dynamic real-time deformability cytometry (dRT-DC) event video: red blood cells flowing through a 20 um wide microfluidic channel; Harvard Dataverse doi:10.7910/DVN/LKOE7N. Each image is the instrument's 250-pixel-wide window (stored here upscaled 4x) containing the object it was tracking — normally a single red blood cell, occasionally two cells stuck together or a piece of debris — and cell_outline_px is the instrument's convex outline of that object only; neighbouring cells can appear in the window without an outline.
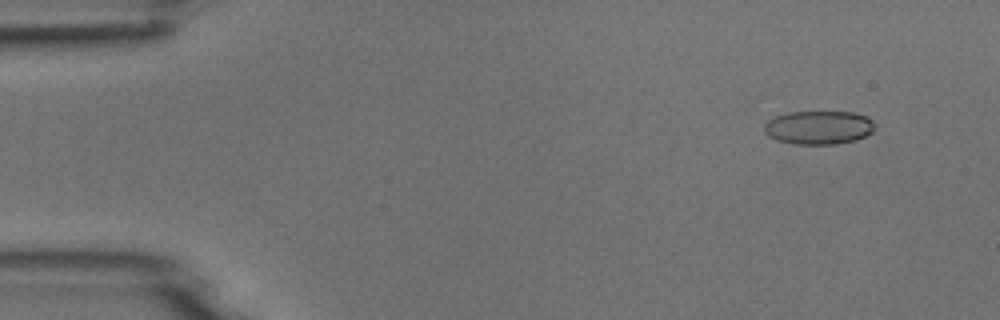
{"species": "common noctule bat (a hibernating species)", "species_latin": "Nyctalus noctula", "temperature_condition": "room temperature", "stored_images_in_passage": 51, "camera_frame_rate_fps": 3000, "um_per_image_px": 0.085, "animal": {"sex": "male", "body_mass_g": 18.8}, "frame": {"image": 1, "passage_image": 5, "time_ms": 1.333, "image_size_px": [1000, 320], "cell_outline_px": [[876, 128], [872, 132], [856, 140], [836, 144], [792, 144], [776, 140], [768, 136], [764, 132], [764, 124], [768, 120], [776, 116], [788, 112], [852, 112], [868, 116], [876, 124]], "centroid_in_image_um": [69.6, 10.84], "position_along_channel_um": 15.4, "area_um2": 21.91}}
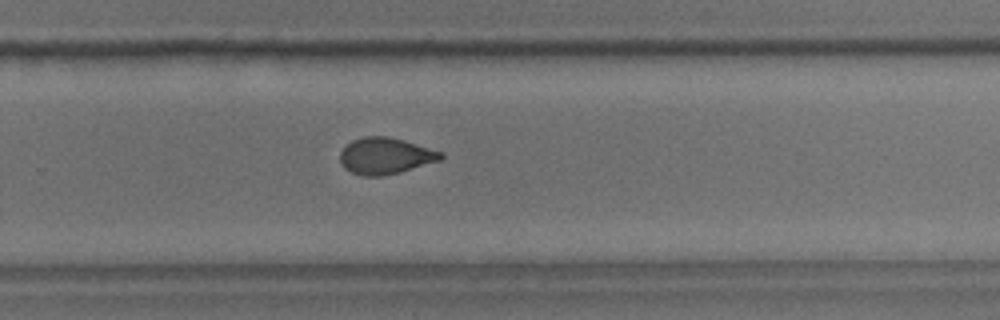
{"frame": {"image": 2, "passage_image": 34, "time_ms": 11.0, "image_size_px": [1000, 320], "cell_outline_px": [[444, 156], [440, 160], [400, 172], [380, 176], [364, 176], [352, 172], [344, 168], [340, 164], [340, 152], [352, 140], [364, 136], [388, 136], [404, 140], [444, 152]], "centroid_in_image_um": [32.76, 13.24], "position_along_channel_um": 297.0, "area_um2": 21.39}}
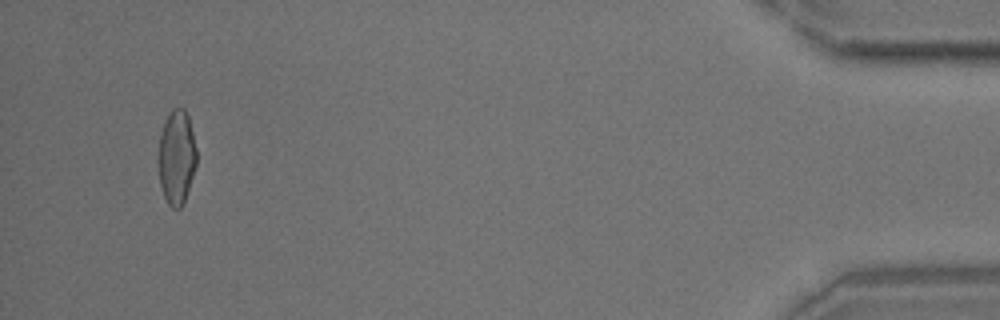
{"frame": {"image": 3, "passage_image": 49, "time_ms": 16.0, "image_size_px": [1000, 320], "cell_outline_px": [[196, 164], [184, 200], [180, 208], [172, 208], [168, 204], [164, 196], [160, 184], [156, 160], [160, 136], [164, 124], [172, 108], [184, 108], [188, 116], [196, 148]], "centroid_in_image_um": [14.97, 13.36], "position_along_channel_um": 420.2, "area_um2": 20.92}}